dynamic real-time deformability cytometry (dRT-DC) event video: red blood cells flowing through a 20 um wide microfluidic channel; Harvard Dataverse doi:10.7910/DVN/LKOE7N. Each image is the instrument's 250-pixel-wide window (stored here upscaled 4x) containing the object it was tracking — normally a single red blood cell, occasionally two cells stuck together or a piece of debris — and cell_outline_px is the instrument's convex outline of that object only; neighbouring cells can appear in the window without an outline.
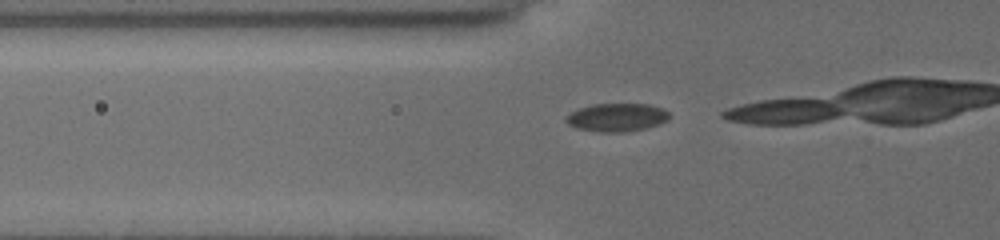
{"species": "common noctule bat (a hibernating species)", "species_latin": "Nyctalus noctula", "temperature_condition": "cold", "stored_images_in_passage": 20, "camera_frame_rate_fps": 3000, "um_per_image_px": 0.085, "animal": {"sex": "female", "body_mass_g": 19.5, "forearm_length_mm": 54.1}, "frame": {"image": 1, "passage_image": 17, "time_ms": 5.333, "image_size_px": [1000, 240], "cell_outline_px": [[668, 120], [644, 128], [624, 132], [600, 132], [576, 128], [568, 124], [564, 120], [564, 116], [580, 108], [592, 104], [648, 104], [664, 108], [668, 112]], "centroid_in_image_um": [52.39, 9.97], "position_along_channel_um": 73.4, "area_um2": 16.88}}